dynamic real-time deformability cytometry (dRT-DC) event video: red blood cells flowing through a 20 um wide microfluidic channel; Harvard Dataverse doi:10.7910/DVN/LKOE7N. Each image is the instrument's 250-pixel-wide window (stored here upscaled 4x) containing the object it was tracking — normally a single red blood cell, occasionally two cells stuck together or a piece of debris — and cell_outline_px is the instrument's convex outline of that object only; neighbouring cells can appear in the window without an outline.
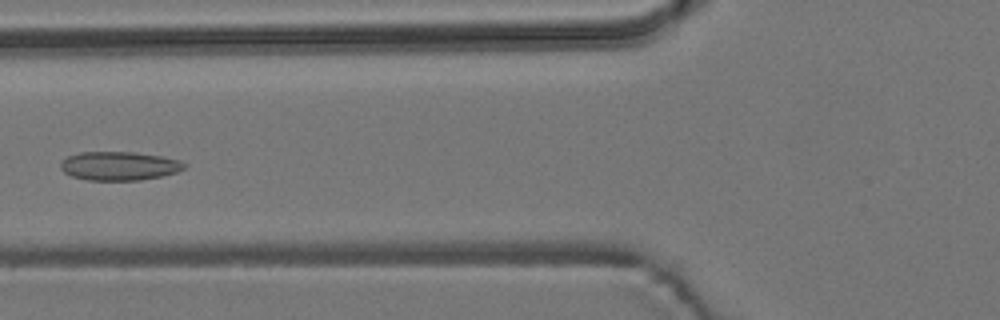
{"species": "common noctule bat (a hibernating species)", "species_latin": "Nyctalus noctula", "temperature_condition": "room temperature", "stored_images_in_passage": 9, "camera_frame_rate_fps": 3000, "um_per_image_px": 0.085, "animal": {"sex": "male", "body_mass_g": 19.2, "forearm_length_mm": 51.8}, "frame": {"image": 1, "passage_image": 6, "time_ms": 6.0, "image_size_px": [1000, 320], "cell_outline_px": [[188, 164], [184, 168], [176, 172], [160, 176], [140, 180], [88, 180], [72, 176], [64, 172], [60, 168], [60, 164], [68, 156], [80, 152], [136, 152], [160, 156], [180, 160]], "centroid_in_image_um": [10.14, 14.1], "position_along_channel_um": 115.7, "area_um2": 20.63}}
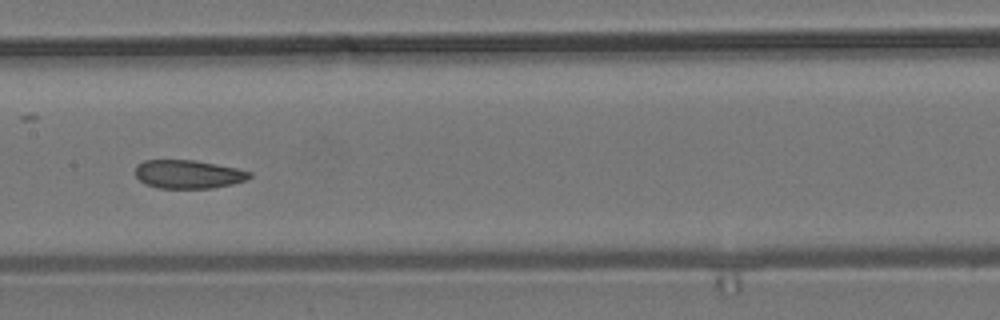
{"frame": {"image": 2, "passage_image": 8, "time_ms": 8.0, "image_size_px": [1000, 320], "cell_outline_px": [[252, 176], [248, 180], [232, 184], [212, 188], [156, 188], [144, 184], [136, 176], [136, 164], [144, 160], [196, 160], [236, 168], [252, 172]], "centroid_in_image_um": [16.0, 14.81], "position_along_channel_um": 191.4, "area_um2": 19.13}}
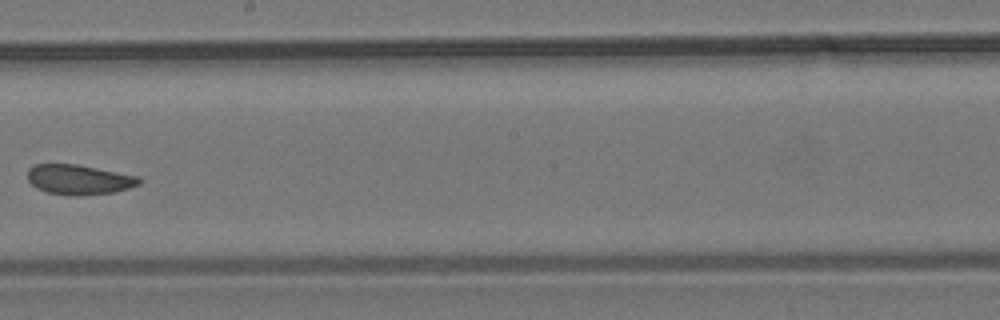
{"frame": {"image": 3, "passage_image": 9, "time_ms": 9.333, "image_size_px": [1000, 320], "cell_outline_px": [[140, 184], [128, 188], [112, 192], [80, 196], [72, 196], [48, 192], [36, 188], [28, 180], [28, 168], [36, 164], [76, 164], [140, 176]], "centroid_in_image_um": [6.71, 15.26], "position_along_channel_um": 241.5, "area_um2": 19.42}}